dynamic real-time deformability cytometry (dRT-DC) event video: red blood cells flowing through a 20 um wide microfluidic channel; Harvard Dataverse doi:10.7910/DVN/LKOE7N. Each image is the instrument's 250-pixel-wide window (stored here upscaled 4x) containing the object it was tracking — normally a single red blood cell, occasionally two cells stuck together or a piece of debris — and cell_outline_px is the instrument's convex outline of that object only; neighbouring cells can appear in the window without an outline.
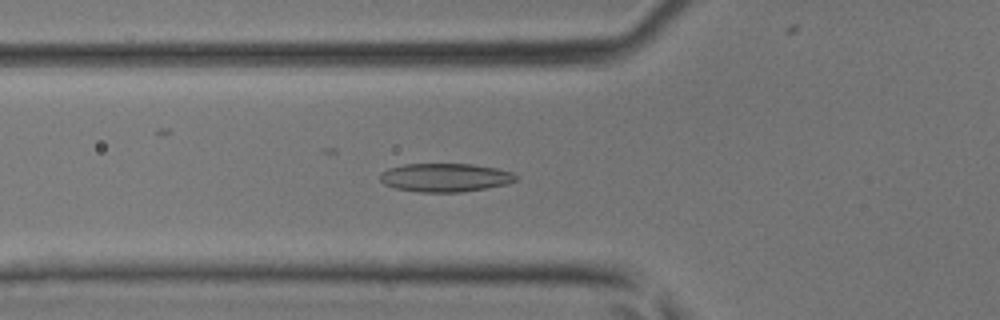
{"species": "common noctule bat (a hibernating species)", "species_latin": "Nyctalus noctula", "temperature_condition": "room temperature", "stored_images_in_passage": 46, "camera_frame_rate_fps": 3000, "um_per_image_px": 0.085, "animal": {"sex": "male", "body_mass_g": 17.9, "forearm_length_mm": 54.2}, "frame": {"image": 1, "passage_image": 17, "time_ms": 5.333, "image_size_px": [1000, 320], "cell_outline_px": [[520, 176], [516, 180], [508, 184], [488, 188], [460, 192], [420, 192], [396, 188], [384, 184], [380, 180], [380, 172], [388, 168], [404, 164], [472, 164], [496, 168], [512, 172]], "centroid_in_image_um": [37.86, 15.09], "position_along_channel_um": 87.9, "area_um2": 22.72}}
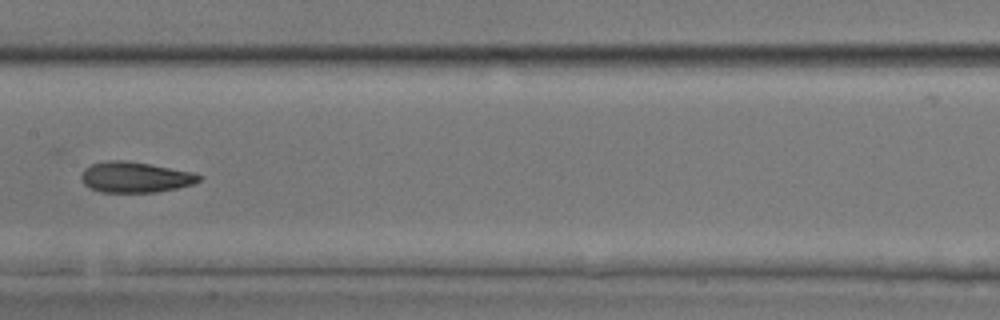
{"frame": {"image": 2, "passage_image": 24, "time_ms": 7.667, "image_size_px": [1000, 320], "cell_outline_px": [[204, 176], [200, 180], [192, 184], [176, 188], [156, 192], [100, 192], [84, 184], [80, 176], [84, 168], [92, 164], [108, 160], [124, 160], [152, 164], [192, 172]], "centroid_in_image_um": [11.49, 15.05], "position_along_channel_um": 195.9, "area_um2": 21.04}}
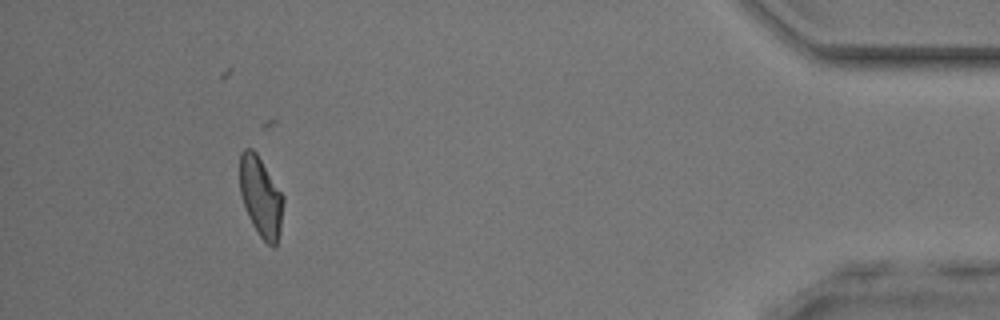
{"frame": {"image": 3, "passage_image": 42, "time_ms": 13.667, "image_size_px": [1000, 320], "cell_outline_px": [[284, 200], [280, 232], [276, 248], [272, 248], [260, 236], [252, 224], [248, 216], [240, 196], [240, 152], [244, 148], [252, 148], [256, 152], [284, 196]], "centroid_in_image_um": [22.17, 16.74], "position_along_channel_um": 413.0, "area_um2": 20.46}}